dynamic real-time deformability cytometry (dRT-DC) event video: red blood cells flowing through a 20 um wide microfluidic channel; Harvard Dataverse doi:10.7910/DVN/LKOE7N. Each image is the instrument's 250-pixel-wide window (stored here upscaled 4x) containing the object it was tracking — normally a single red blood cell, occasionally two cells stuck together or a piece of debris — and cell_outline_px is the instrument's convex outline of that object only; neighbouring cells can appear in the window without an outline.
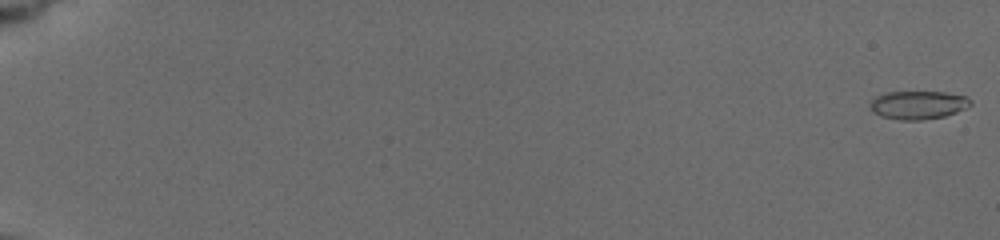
{"species": "common noctule bat (a hibernating species)", "species_latin": "Nyctalus noctula", "temperature_condition": "cold", "stored_images_in_passage": 52, "camera_frame_rate_fps": 3000, "um_per_image_px": 0.085, "animal": {"sex": "female", "body_mass_g": 19.5, "forearm_length_mm": 54.1}, "frame": {"image": 1, "passage_image": 1, "time_ms": 0.0, "image_size_px": [1000, 240], "cell_outline_px": [[972, 104], [968, 108], [944, 116], [920, 120], [900, 120], [880, 116], [872, 112], [868, 104], [876, 96], [884, 92], [944, 92], [968, 96], [972, 100]], "centroid_in_image_um": [78.04, 8.92], "position_along_channel_um": 7.0, "area_um2": 16.82}}
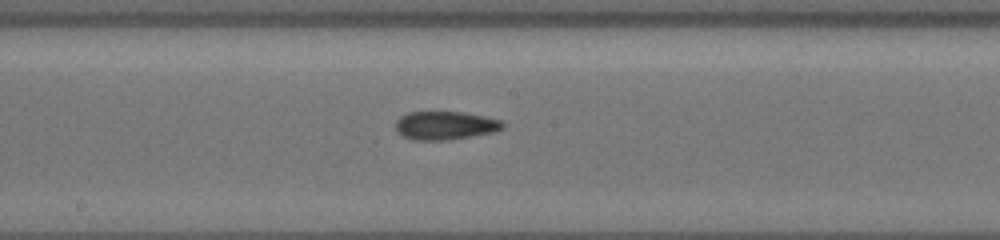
{"frame": {"image": 2, "passage_image": 31, "time_ms": 11.0, "image_size_px": [1000, 240], "cell_outline_px": [[504, 128], [492, 132], [468, 136], [440, 140], [412, 140], [396, 132], [396, 120], [400, 116], [408, 112], [464, 112], [504, 120]], "centroid_in_image_um": [37.83, 10.65], "position_along_channel_um": 210.4, "area_um2": 17.63}}
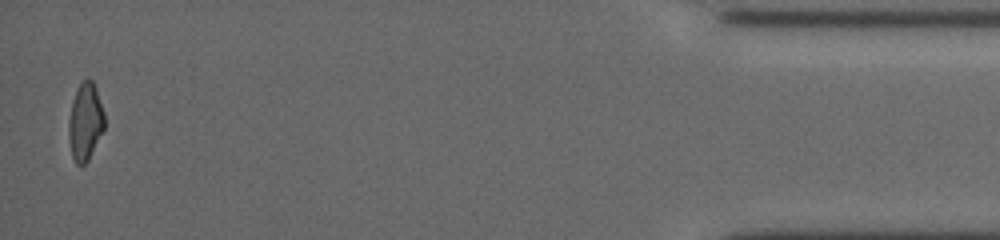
{"frame": {"image": 3, "passage_image": 52, "time_ms": 18.667, "image_size_px": [1000, 240], "cell_outline_px": [[104, 128], [88, 160], [84, 164], [76, 164], [72, 156], [68, 136], [68, 120], [72, 100], [80, 80], [92, 80], [96, 88], [104, 112]], "centroid_in_image_um": [7.23, 10.32], "position_along_channel_um": 428.0, "area_um2": 16.13}, "authors_computed_cell_mechanics": {"area_um2": 16.8776, "velocity_mm_per_s": 3.7689, "shape_relaxation_time_tau1_ms": 8.7067, "shape_relaxation_time_tau2_ms": 1.6054, "deformation_change_tau1": 0.1723, "deformation_change_tau2": 0.0712}}